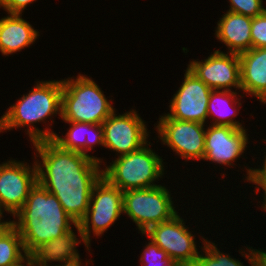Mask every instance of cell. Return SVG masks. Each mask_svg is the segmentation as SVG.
Returning <instances> with one entry per match:
<instances>
[{"label":"cell","instance_id":"obj_1","mask_svg":"<svg viewBox=\"0 0 266 266\" xmlns=\"http://www.w3.org/2000/svg\"><path fill=\"white\" fill-rule=\"evenodd\" d=\"M32 144L35 157L42 160L35 158L38 183L56 196L78 224L89 208L93 186L102 176L101 164L90 156L62 149L53 140Z\"/></svg>","mask_w":266,"mask_h":266},{"label":"cell","instance_id":"obj_2","mask_svg":"<svg viewBox=\"0 0 266 266\" xmlns=\"http://www.w3.org/2000/svg\"><path fill=\"white\" fill-rule=\"evenodd\" d=\"M14 218L16 221L12 220V225L18 230L28 255L44 257L73 251L79 245V238L71 226L77 229L78 224L66 213L56 196L38 182Z\"/></svg>","mask_w":266,"mask_h":266},{"label":"cell","instance_id":"obj_3","mask_svg":"<svg viewBox=\"0 0 266 266\" xmlns=\"http://www.w3.org/2000/svg\"><path fill=\"white\" fill-rule=\"evenodd\" d=\"M27 94L12 104L0 118V133L18 127L25 129L30 142L52 140L57 134L52 129H39L34 124L45 122L58 114L61 117L62 80L37 81Z\"/></svg>","mask_w":266,"mask_h":266},{"label":"cell","instance_id":"obj_4","mask_svg":"<svg viewBox=\"0 0 266 266\" xmlns=\"http://www.w3.org/2000/svg\"><path fill=\"white\" fill-rule=\"evenodd\" d=\"M75 78L62 79L61 120L102 125L116 108L92 78Z\"/></svg>","mask_w":266,"mask_h":266},{"label":"cell","instance_id":"obj_5","mask_svg":"<svg viewBox=\"0 0 266 266\" xmlns=\"http://www.w3.org/2000/svg\"><path fill=\"white\" fill-rule=\"evenodd\" d=\"M150 144L149 141L140 149L115 158L110 165L102 167V176L121 191L159 186L155 181L164 176V163L148 147Z\"/></svg>","mask_w":266,"mask_h":266},{"label":"cell","instance_id":"obj_6","mask_svg":"<svg viewBox=\"0 0 266 266\" xmlns=\"http://www.w3.org/2000/svg\"><path fill=\"white\" fill-rule=\"evenodd\" d=\"M121 214L123 191L101 176L93 186L87 213L77 225L79 244L83 241L86 250L90 251L91 232L94 236H102Z\"/></svg>","mask_w":266,"mask_h":266},{"label":"cell","instance_id":"obj_7","mask_svg":"<svg viewBox=\"0 0 266 266\" xmlns=\"http://www.w3.org/2000/svg\"><path fill=\"white\" fill-rule=\"evenodd\" d=\"M170 191L162 185L123 191V213L144 234L152 226L172 219L177 210Z\"/></svg>","mask_w":266,"mask_h":266},{"label":"cell","instance_id":"obj_8","mask_svg":"<svg viewBox=\"0 0 266 266\" xmlns=\"http://www.w3.org/2000/svg\"><path fill=\"white\" fill-rule=\"evenodd\" d=\"M159 117L155 129L163 145H167L185 161L203 160L205 153V124L181 121L167 114ZM198 159V160H197Z\"/></svg>","mask_w":266,"mask_h":266},{"label":"cell","instance_id":"obj_9","mask_svg":"<svg viewBox=\"0 0 266 266\" xmlns=\"http://www.w3.org/2000/svg\"><path fill=\"white\" fill-rule=\"evenodd\" d=\"M117 115L115 110L102 123V128L104 148L115 151L119 157L144 146L148 142L149 131L136 109Z\"/></svg>","mask_w":266,"mask_h":266},{"label":"cell","instance_id":"obj_10","mask_svg":"<svg viewBox=\"0 0 266 266\" xmlns=\"http://www.w3.org/2000/svg\"><path fill=\"white\" fill-rule=\"evenodd\" d=\"M145 234L181 266H194L200 251L197 249L195 236L179 214L152 226L142 235L146 236Z\"/></svg>","mask_w":266,"mask_h":266},{"label":"cell","instance_id":"obj_11","mask_svg":"<svg viewBox=\"0 0 266 266\" xmlns=\"http://www.w3.org/2000/svg\"><path fill=\"white\" fill-rule=\"evenodd\" d=\"M10 159L0 164V208L14 216L25 204L30 190L36 185V163Z\"/></svg>","mask_w":266,"mask_h":266},{"label":"cell","instance_id":"obj_12","mask_svg":"<svg viewBox=\"0 0 266 266\" xmlns=\"http://www.w3.org/2000/svg\"><path fill=\"white\" fill-rule=\"evenodd\" d=\"M187 68L212 90H241L239 54L215 50L204 61H190Z\"/></svg>","mask_w":266,"mask_h":266},{"label":"cell","instance_id":"obj_13","mask_svg":"<svg viewBox=\"0 0 266 266\" xmlns=\"http://www.w3.org/2000/svg\"><path fill=\"white\" fill-rule=\"evenodd\" d=\"M211 91L212 89L187 68L181 86L170 100V113L167 115L181 121L206 124Z\"/></svg>","mask_w":266,"mask_h":266},{"label":"cell","instance_id":"obj_14","mask_svg":"<svg viewBox=\"0 0 266 266\" xmlns=\"http://www.w3.org/2000/svg\"><path fill=\"white\" fill-rule=\"evenodd\" d=\"M247 129L230 126L209 125L205 131V153L203 160L219 165L235 166L233 162L243 155L248 147Z\"/></svg>","mask_w":266,"mask_h":266},{"label":"cell","instance_id":"obj_15","mask_svg":"<svg viewBox=\"0 0 266 266\" xmlns=\"http://www.w3.org/2000/svg\"><path fill=\"white\" fill-rule=\"evenodd\" d=\"M241 91L266 104V47L239 54Z\"/></svg>","mask_w":266,"mask_h":266},{"label":"cell","instance_id":"obj_16","mask_svg":"<svg viewBox=\"0 0 266 266\" xmlns=\"http://www.w3.org/2000/svg\"><path fill=\"white\" fill-rule=\"evenodd\" d=\"M252 18L227 11L217 22L215 37L227 46V52L241 54L252 48Z\"/></svg>","mask_w":266,"mask_h":266},{"label":"cell","instance_id":"obj_17","mask_svg":"<svg viewBox=\"0 0 266 266\" xmlns=\"http://www.w3.org/2000/svg\"><path fill=\"white\" fill-rule=\"evenodd\" d=\"M39 36L38 30L21 14H8L0 19V52L5 57L30 47Z\"/></svg>","mask_w":266,"mask_h":266},{"label":"cell","instance_id":"obj_18","mask_svg":"<svg viewBox=\"0 0 266 266\" xmlns=\"http://www.w3.org/2000/svg\"><path fill=\"white\" fill-rule=\"evenodd\" d=\"M64 123L70 124L68 132L65 133L66 135L63 137L61 136L59 137V135L56 134L52 140L55 143H57L62 149L82 153L84 155L92 157L94 160L98 161L99 163H103L102 158H97L87 153L93 149L94 145H100L104 147V136H103L102 125L80 123V122H64ZM89 133L92 134L90 135Z\"/></svg>","mask_w":266,"mask_h":266},{"label":"cell","instance_id":"obj_19","mask_svg":"<svg viewBox=\"0 0 266 266\" xmlns=\"http://www.w3.org/2000/svg\"><path fill=\"white\" fill-rule=\"evenodd\" d=\"M238 95V96H237ZM242 94L235 91L212 90L207 105V119L212 118V125L230 126L237 129L245 128L235 116L240 108ZM234 104V105H233ZM238 105V106H236ZM215 116V117H214Z\"/></svg>","mask_w":266,"mask_h":266},{"label":"cell","instance_id":"obj_20","mask_svg":"<svg viewBox=\"0 0 266 266\" xmlns=\"http://www.w3.org/2000/svg\"><path fill=\"white\" fill-rule=\"evenodd\" d=\"M27 256L22 238L10 219L0 230V266H14Z\"/></svg>","mask_w":266,"mask_h":266},{"label":"cell","instance_id":"obj_21","mask_svg":"<svg viewBox=\"0 0 266 266\" xmlns=\"http://www.w3.org/2000/svg\"><path fill=\"white\" fill-rule=\"evenodd\" d=\"M202 239V245L201 246V251H200L199 256L196 259V262L194 266H245L243 262H240L236 258H232L229 254H225L224 252H220L215 245L214 242L208 241L205 237L201 236ZM205 238V239H204ZM247 246L246 251H239V253L242 254L243 257H245L248 260V263L250 266H254L253 263V247ZM246 252V253H245ZM203 254V255H202Z\"/></svg>","mask_w":266,"mask_h":266},{"label":"cell","instance_id":"obj_22","mask_svg":"<svg viewBox=\"0 0 266 266\" xmlns=\"http://www.w3.org/2000/svg\"><path fill=\"white\" fill-rule=\"evenodd\" d=\"M149 240L140 256L142 266H181L151 239Z\"/></svg>","mask_w":266,"mask_h":266},{"label":"cell","instance_id":"obj_23","mask_svg":"<svg viewBox=\"0 0 266 266\" xmlns=\"http://www.w3.org/2000/svg\"><path fill=\"white\" fill-rule=\"evenodd\" d=\"M229 12L239 13L254 18L262 14L266 8L263 0H229Z\"/></svg>","mask_w":266,"mask_h":266},{"label":"cell","instance_id":"obj_24","mask_svg":"<svg viewBox=\"0 0 266 266\" xmlns=\"http://www.w3.org/2000/svg\"><path fill=\"white\" fill-rule=\"evenodd\" d=\"M251 39L252 48L266 47V10L252 18Z\"/></svg>","mask_w":266,"mask_h":266},{"label":"cell","instance_id":"obj_25","mask_svg":"<svg viewBox=\"0 0 266 266\" xmlns=\"http://www.w3.org/2000/svg\"><path fill=\"white\" fill-rule=\"evenodd\" d=\"M42 260L48 263L58 262L59 264H56L55 266H83V262L78 253V249H75L73 251L48 254L42 257ZM50 266L53 265L51 264Z\"/></svg>","mask_w":266,"mask_h":266},{"label":"cell","instance_id":"obj_26","mask_svg":"<svg viewBox=\"0 0 266 266\" xmlns=\"http://www.w3.org/2000/svg\"><path fill=\"white\" fill-rule=\"evenodd\" d=\"M246 172L247 176L244 177L246 178L245 180L256 185L255 188L257 187V189L253 191L258 193L260 189H263L264 195L262 194V196H266V164H261V168L247 167Z\"/></svg>","mask_w":266,"mask_h":266},{"label":"cell","instance_id":"obj_27","mask_svg":"<svg viewBox=\"0 0 266 266\" xmlns=\"http://www.w3.org/2000/svg\"><path fill=\"white\" fill-rule=\"evenodd\" d=\"M36 0H0V8L2 7L7 14H21L26 7Z\"/></svg>","mask_w":266,"mask_h":266},{"label":"cell","instance_id":"obj_28","mask_svg":"<svg viewBox=\"0 0 266 266\" xmlns=\"http://www.w3.org/2000/svg\"><path fill=\"white\" fill-rule=\"evenodd\" d=\"M253 249V263L254 266H266V250Z\"/></svg>","mask_w":266,"mask_h":266},{"label":"cell","instance_id":"obj_29","mask_svg":"<svg viewBox=\"0 0 266 266\" xmlns=\"http://www.w3.org/2000/svg\"><path fill=\"white\" fill-rule=\"evenodd\" d=\"M42 261V257L37 255H28L20 263L14 266H37Z\"/></svg>","mask_w":266,"mask_h":266},{"label":"cell","instance_id":"obj_30","mask_svg":"<svg viewBox=\"0 0 266 266\" xmlns=\"http://www.w3.org/2000/svg\"><path fill=\"white\" fill-rule=\"evenodd\" d=\"M3 210L0 208V230H2L10 221H2Z\"/></svg>","mask_w":266,"mask_h":266},{"label":"cell","instance_id":"obj_31","mask_svg":"<svg viewBox=\"0 0 266 266\" xmlns=\"http://www.w3.org/2000/svg\"><path fill=\"white\" fill-rule=\"evenodd\" d=\"M262 197L264 199L263 200L264 202H262L263 204L261 205V208H263V210L266 211V196H262Z\"/></svg>","mask_w":266,"mask_h":266},{"label":"cell","instance_id":"obj_32","mask_svg":"<svg viewBox=\"0 0 266 266\" xmlns=\"http://www.w3.org/2000/svg\"><path fill=\"white\" fill-rule=\"evenodd\" d=\"M48 262H44L43 260L37 266H49Z\"/></svg>","mask_w":266,"mask_h":266},{"label":"cell","instance_id":"obj_33","mask_svg":"<svg viewBox=\"0 0 266 266\" xmlns=\"http://www.w3.org/2000/svg\"><path fill=\"white\" fill-rule=\"evenodd\" d=\"M264 156H265V158L263 159V164H266V155H264Z\"/></svg>","mask_w":266,"mask_h":266}]
</instances>
